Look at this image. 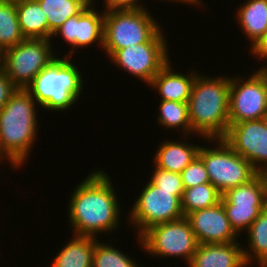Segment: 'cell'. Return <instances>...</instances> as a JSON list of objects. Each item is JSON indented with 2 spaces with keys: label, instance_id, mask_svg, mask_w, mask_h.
<instances>
[{
  "label": "cell",
  "instance_id": "6da1fadb",
  "mask_svg": "<svg viewBox=\"0 0 267 267\" xmlns=\"http://www.w3.org/2000/svg\"><path fill=\"white\" fill-rule=\"evenodd\" d=\"M69 223L74 234L96 237L119 228L120 207L111 178L104 171H93L72 192Z\"/></svg>",
  "mask_w": 267,
  "mask_h": 267
},
{
  "label": "cell",
  "instance_id": "7c38bea8",
  "mask_svg": "<svg viewBox=\"0 0 267 267\" xmlns=\"http://www.w3.org/2000/svg\"><path fill=\"white\" fill-rule=\"evenodd\" d=\"M252 74L246 80L230 77L229 124L267 118V90Z\"/></svg>",
  "mask_w": 267,
  "mask_h": 267
},
{
  "label": "cell",
  "instance_id": "836d02e7",
  "mask_svg": "<svg viewBox=\"0 0 267 267\" xmlns=\"http://www.w3.org/2000/svg\"><path fill=\"white\" fill-rule=\"evenodd\" d=\"M4 68V50L0 47V72Z\"/></svg>",
  "mask_w": 267,
  "mask_h": 267
},
{
  "label": "cell",
  "instance_id": "4fadbf2b",
  "mask_svg": "<svg viewBox=\"0 0 267 267\" xmlns=\"http://www.w3.org/2000/svg\"><path fill=\"white\" fill-rule=\"evenodd\" d=\"M223 139L259 173L267 174V118L229 124Z\"/></svg>",
  "mask_w": 267,
  "mask_h": 267
},
{
  "label": "cell",
  "instance_id": "8992f818",
  "mask_svg": "<svg viewBox=\"0 0 267 267\" xmlns=\"http://www.w3.org/2000/svg\"><path fill=\"white\" fill-rule=\"evenodd\" d=\"M216 142L217 147H201L198 156L203 160L210 183L221 193L244 184L253 179L259 172L253 165L236 153L223 139H208ZM217 140V141H216Z\"/></svg>",
  "mask_w": 267,
  "mask_h": 267
},
{
  "label": "cell",
  "instance_id": "cb8c5ba5",
  "mask_svg": "<svg viewBox=\"0 0 267 267\" xmlns=\"http://www.w3.org/2000/svg\"><path fill=\"white\" fill-rule=\"evenodd\" d=\"M222 194L211 184L185 188L181 199L184 216L193 211L209 208L221 202Z\"/></svg>",
  "mask_w": 267,
  "mask_h": 267
},
{
  "label": "cell",
  "instance_id": "52a82bcc",
  "mask_svg": "<svg viewBox=\"0 0 267 267\" xmlns=\"http://www.w3.org/2000/svg\"><path fill=\"white\" fill-rule=\"evenodd\" d=\"M145 251L158 257H183L188 265L198 248V241L186 217L154 225L140 237Z\"/></svg>",
  "mask_w": 267,
  "mask_h": 267
},
{
  "label": "cell",
  "instance_id": "d6986e66",
  "mask_svg": "<svg viewBox=\"0 0 267 267\" xmlns=\"http://www.w3.org/2000/svg\"><path fill=\"white\" fill-rule=\"evenodd\" d=\"M200 146L185 142L166 141L160 144L154 157V166L181 173L197 156Z\"/></svg>",
  "mask_w": 267,
  "mask_h": 267
},
{
  "label": "cell",
  "instance_id": "603a6c76",
  "mask_svg": "<svg viewBox=\"0 0 267 267\" xmlns=\"http://www.w3.org/2000/svg\"><path fill=\"white\" fill-rule=\"evenodd\" d=\"M245 232H248V247L250 246L249 250L243 248L246 265L248 266L252 260H256L259 267H264L267 264V206Z\"/></svg>",
  "mask_w": 267,
  "mask_h": 267
},
{
  "label": "cell",
  "instance_id": "e575fe53",
  "mask_svg": "<svg viewBox=\"0 0 267 267\" xmlns=\"http://www.w3.org/2000/svg\"><path fill=\"white\" fill-rule=\"evenodd\" d=\"M23 0H0V2H5V3H10V4H19L20 2H22Z\"/></svg>",
  "mask_w": 267,
  "mask_h": 267
},
{
  "label": "cell",
  "instance_id": "44dd1931",
  "mask_svg": "<svg viewBox=\"0 0 267 267\" xmlns=\"http://www.w3.org/2000/svg\"><path fill=\"white\" fill-rule=\"evenodd\" d=\"M16 10L25 38L48 39V21L37 0H23L16 5Z\"/></svg>",
  "mask_w": 267,
  "mask_h": 267
},
{
  "label": "cell",
  "instance_id": "d6a6232c",
  "mask_svg": "<svg viewBox=\"0 0 267 267\" xmlns=\"http://www.w3.org/2000/svg\"><path fill=\"white\" fill-rule=\"evenodd\" d=\"M162 1H163V0H162ZM165 1L182 2V3H185V4L187 3L188 5L193 4L192 6H194V4H195V6H196L197 4H198V5H201L200 3H202L201 0H165Z\"/></svg>",
  "mask_w": 267,
  "mask_h": 267
},
{
  "label": "cell",
  "instance_id": "ac0fdd59",
  "mask_svg": "<svg viewBox=\"0 0 267 267\" xmlns=\"http://www.w3.org/2000/svg\"><path fill=\"white\" fill-rule=\"evenodd\" d=\"M198 72H191L188 75L175 73L171 68L169 61L152 79L150 87L156 88L161 98L160 100L177 101L188 103L193 83Z\"/></svg>",
  "mask_w": 267,
  "mask_h": 267
},
{
  "label": "cell",
  "instance_id": "ba28073f",
  "mask_svg": "<svg viewBox=\"0 0 267 267\" xmlns=\"http://www.w3.org/2000/svg\"><path fill=\"white\" fill-rule=\"evenodd\" d=\"M134 201L130 211V224L136 225L138 237L150 227L184 217L181 199L184 191L161 190L150 180Z\"/></svg>",
  "mask_w": 267,
  "mask_h": 267
},
{
  "label": "cell",
  "instance_id": "2e32d148",
  "mask_svg": "<svg viewBox=\"0 0 267 267\" xmlns=\"http://www.w3.org/2000/svg\"><path fill=\"white\" fill-rule=\"evenodd\" d=\"M237 241L230 243L199 244L189 267H246L243 248Z\"/></svg>",
  "mask_w": 267,
  "mask_h": 267
},
{
  "label": "cell",
  "instance_id": "8d00e7d4",
  "mask_svg": "<svg viewBox=\"0 0 267 267\" xmlns=\"http://www.w3.org/2000/svg\"><path fill=\"white\" fill-rule=\"evenodd\" d=\"M262 51L267 55V44L264 46V48L262 49Z\"/></svg>",
  "mask_w": 267,
  "mask_h": 267
},
{
  "label": "cell",
  "instance_id": "484cf974",
  "mask_svg": "<svg viewBox=\"0 0 267 267\" xmlns=\"http://www.w3.org/2000/svg\"><path fill=\"white\" fill-rule=\"evenodd\" d=\"M158 123L164 126L165 129H183L184 135L192 134L191 123L189 119L188 103L177 101L161 100L159 104ZM188 134V135H187Z\"/></svg>",
  "mask_w": 267,
  "mask_h": 267
},
{
  "label": "cell",
  "instance_id": "e0dca14e",
  "mask_svg": "<svg viewBox=\"0 0 267 267\" xmlns=\"http://www.w3.org/2000/svg\"><path fill=\"white\" fill-rule=\"evenodd\" d=\"M243 33L251 41L252 52L267 44V0H247L237 10V20Z\"/></svg>",
  "mask_w": 267,
  "mask_h": 267
},
{
  "label": "cell",
  "instance_id": "4dcf8cb0",
  "mask_svg": "<svg viewBox=\"0 0 267 267\" xmlns=\"http://www.w3.org/2000/svg\"><path fill=\"white\" fill-rule=\"evenodd\" d=\"M105 2V10L108 11H122V10H136L145 6H141L142 3H139L138 0H104ZM141 4V5H140Z\"/></svg>",
  "mask_w": 267,
  "mask_h": 267
},
{
  "label": "cell",
  "instance_id": "3957f363",
  "mask_svg": "<svg viewBox=\"0 0 267 267\" xmlns=\"http://www.w3.org/2000/svg\"><path fill=\"white\" fill-rule=\"evenodd\" d=\"M35 104L25 89H17L0 110V150L11 163L12 170L25 163L37 138Z\"/></svg>",
  "mask_w": 267,
  "mask_h": 267
},
{
  "label": "cell",
  "instance_id": "83f0119b",
  "mask_svg": "<svg viewBox=\"0 0 267 267\" xmlns=\"http://www.w3.org/2000/svg\"><path fill=\"white\" fill-rule=\"evenodd\" d=\"M184 189L192 188L200 184L210 183L206 166L203 160L197 156L181 173Z\"/></svg>",
  "mask_w": 267,
  "mask_h": 267
},
{
  "label": "cell",
  "instance_id": "30bf717a",
  "mask_svg": "<svg viewBox=\"0 0 267 267\" xmlns=\"http://www.w3.org/2000/svg\"><path fill=\"white\" fill-rule=\"evenodd\" d=\"M221 202L234 231L240 234L248 230L267 206V174L258 173L250 181L227 190Z\"/></svg>",
  "mask_w": 267,
  "mask_h": 267
},
{
  "label": "cell",
  "instance_id": "5bb4252c",
  "mask_svg": "<svg viewBox=\"0 0 267 267\" xmlns=\"http://www.w3.org/2000/svg\"><path fill=\"white\" fill-rule=\"evenodd\" d=\"M90 2L78 15L68 18L54 33L72 46V49L87 47L96 41L103 48L104 44V15L97 12Z\"/></svg>",
  "mask_w": 267,
  "mask_h": 267
},
{
  "label": "cell",
  "instance_id": "277c9868",
  "mask_svg": "<svg viewBox=\"0 0 267 267\" xmlns=\"http://www.w3.org/2000/svg\"><path fill=\"white\" fill-rule=\"evenodd\" d=\"M73 53L66 54L65 59L56 57L25 88L42 108L65 111L83 92L82 74L70 60Z\"/></svg>",
  "mask_w": 267,
  "mask_h": 267
},
{
  "label": "cell",
  "instance_id": "4316f807",
  "mask_svg": "<svg viewBox=\"0 0 267 267\" xmlns=\"http://www.w3.org/2000/svg\"><path fill=\"white\" fill-rule=\"evenodd\" d=\"M92 267H139L132 258L108 243H95ZM141 267V266H140Z\"/></svg>",
  "mask_w": 267,
  "mask_h": 267
},
{
  "label": "cell",
  "instance_id": "9a60e30c",
  "mask_svg": "<svg viewBox=\"0 0 267 267\" xmlns=\"http://www.w3.org/2000/svg\"><path fill=\"white\" fill-rule=\"evenodd\" d=\"M185 217L189 221L199 244L237 241L238 234L231 227L222 202L209 208L188 213Z\"/></svg>",
  "mask_w": 267,
  "mask_h": 267
},
{
  "label": "cell",
  "instance_id": "1f68e13d",
  "mask_svg": "<svg viewBox=\"0 0 267 267\" xmlns=\"http://www.w3.org/2000/svg\"><path fill=\"white\" fill-rule=\"evenodd\" d=\"M251 53L254 54L253 57L259 58L260 61L262 60V58H264V60L267 59V55L262 50H258V51L251 52ZM255 74L262 81L264 87L267 90V65L260 67L259 70L255 72Z\"/></svg>",
  "mask_w": 267,
  "mask_h": 267
},
{
  "label": "cell",
  "instance_id": "f1b7e54d",
  "mask_svg": "<svg viewBox=\"0 0 267 267\" xmlns=\"http://www.w3.org/2000/svg\"><path fill=\"white\" fill-rule=\"evenodd\" d=\"M154 171L150 181L166 191H184L181 175L154 166Z\"/></svg>",
  "mask_w": 267,
  "mask_h": 267
},
{
  "label": "cell",
  "instance_id": "f546056e",
  "mask_svg": "<svg viewBox=\"0 0 267 267\" xmlns=\"http://www.w3.org/2000/svg\"><path fill=\"white\" fill-rule=\"evenodd\" d=\"M18 88L7 77V75L0 72V110L4 107L10 97L16 92Z\"/></svg>",
  "mask_w": 267,
  "mask_h": 267
},
{
  "label": "cell",
  "instance_id": "d4e9b609",
  "mask_svg": "<svg viewBox=\"0 0 267 267\" xmlns=\"http://www.w3.org/2000/svg\"><path fill=\"white\" fill-rule=\"evenodd\" d=\"M15 4L0 2V47L5 51L22 42Z\"/></svg>",
  "mask_w": 267,
  "mask_h": 267
},
{
  "label": "cell",
  "instance_id": "7402d4cb",
  "mask_svg": "<svg viewBox=\"0 0 267 267\" xmlns=\"http://www.w3.org/2000/svg\"><path fill=\"white\" fill-rule=\"evenodd\" d=\"M48 21V39L68 19L78 15L89 0H37Z\"/></svg>",
  "mask_w": 267,
  "mask_h": 267
},
{
  "label": "cell",
  "instance_id": "9c48e42d",
  "mask_svg": "<svg viewBox=\"0 0 267 267\" xmlns=\"http://www.w3.org/2000/svg\"><path fill=\"white\" fill-rule=\"evenodd\" d=\"M51 46L49 39L25 38L4 51L3 72L18 89H25L56 58Z\"/></svg>",
  "mask_w": 267,
  "mask_h": 267
},
{
  "label": "cell",
  "instance_id": "d590c367",
  "mask_svg": "<svg viewBox=\"0 0 267 267\" xmlns=\"http://www.w3.org/2000/svg\"><path fill=\"white\" fill-rule=\"evenodd\" d=\"M4 158H5V160L7 159L6 157H5V155L1 152V150H0V161H2V160H4ZM1 163V162H0Z\"/></svg>",
  "mask_w": 267,
  "mask_h": 267
},
{
  "label": "cell",
  "instance_id": "8fae6325",
  "mask_svg": "<svg viewBox=\"0 0 267 267\" xmlns=\"http://www.w3.org/2000/svg\"><path fill=\"white\" fill-rule=\"evenodd\" d=\"M162 30L150 41L117 50L109 59L119 68L149 85L169 62L167 42Z\"/></svg>",
  "mask_w": 267,
  "mask_h": 267
},
{
  "label": "cell",
  "instance_id": "ffe728a7",
  "mask_svg": "<svg viewBox=\"0 0 267 267\" xmlns=\"http://www.w3.org/2000/svg\"><path fill=\"white\" fill-rule=\"evenodd\" d=\"M96 237L75 235L55 256L50 267H92Z\"/></svg>",
  "mask_w": 267,
  "mask_h": 267
},
{
  "label": "cell",
  "instance_id": "5b68a950",
  "mask_svg": "<svg viewBox=\"0 0 267 267\" xmlns=\"http://www.w3.org/2000/svg\"><path fill=\"white\" fill-rule=\"evenodd\" d=\"M160 27L145 7L105 12L103 50L110 58L119 49L150 42Z\"/></svg>",
  "mask_w": 267,
  "mask_h": 267
},
{
  "label": "cell",
  "instance_id": "7a4b0ae2",
  "mask_svg": "<svg viewBox=\"0 0 267 267\" xmlns=\"http://www.w3.org/2000/svg\"><path fill=\"white\" fill-rule=\"evenodd\" d=\"M230 77L197 74L188 100L192 134L224 138L229 128Z\"/></svg>",
  "mask_w": 267,
  "mask_h": 267
}]
</instances>
